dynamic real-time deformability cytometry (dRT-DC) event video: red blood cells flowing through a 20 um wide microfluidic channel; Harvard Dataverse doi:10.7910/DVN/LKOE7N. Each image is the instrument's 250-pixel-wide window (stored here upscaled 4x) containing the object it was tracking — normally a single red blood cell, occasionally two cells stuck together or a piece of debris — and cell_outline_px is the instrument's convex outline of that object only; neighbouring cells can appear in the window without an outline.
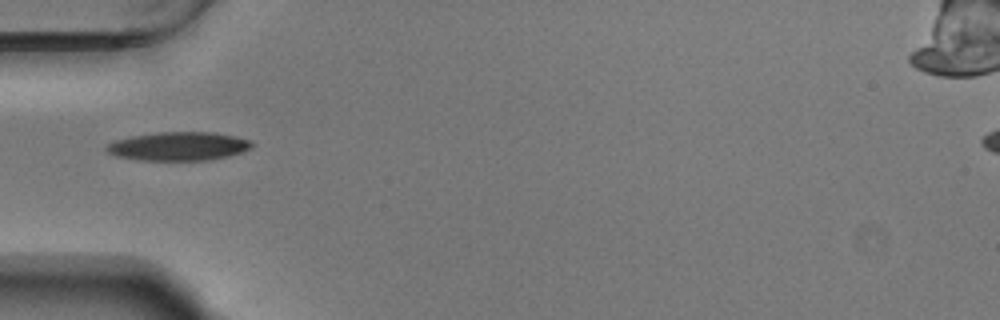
{"species": "Egyptian fruit bat (a non-hibernating species)", "species_latin": "Rousettus aegyptiacus", "temperature_condition": "warm", "stored_images_in_passage": 23, "camera_frame_rate_fps": 3000, "um_per_image_px": 0.085, "animal": {"sex": "male"}, "frame": {"image": 1, "passage_image": 1, "time_ms": 0.0, "image_size_px": [1000, 320], "cell_outline_px": [[252, 148], [228, 156], [208, 160], [136, 160], [116, 156], [108, 152], [104, 148], [108, 144], [116, 140], [132, 136], [160, 132], [212, 132], [236, 136], [248, 140], [252, 144]], "centroid_in_image_um": [15.16, 12.43], "position_along_channel_um": 69.8, "area_um2": 24.1}}
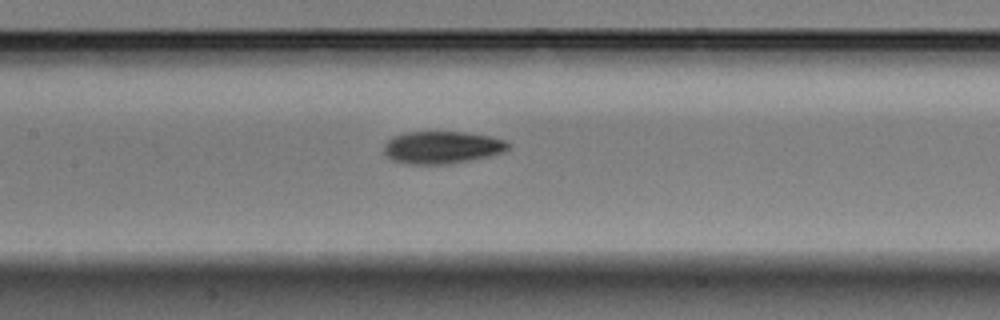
{"frame": {"image": 2, "passage_image": 9, "time_ms": 2.667, "image_size_px": [1000, 320], "cell_outline_px": [[508, 148], [504, 152], [488, 156], [448, 164], [412, 164], [392, 160], [384, 152], [384, 144], [388, 140], [396, 136], [408, 132], [464, 132], [488, 136], [504, 140], [508, 144]], "centroid_in_image_um": [37.56, 12.53], "position_along_channel_um": 169.8, "area_um2": 23.06}}
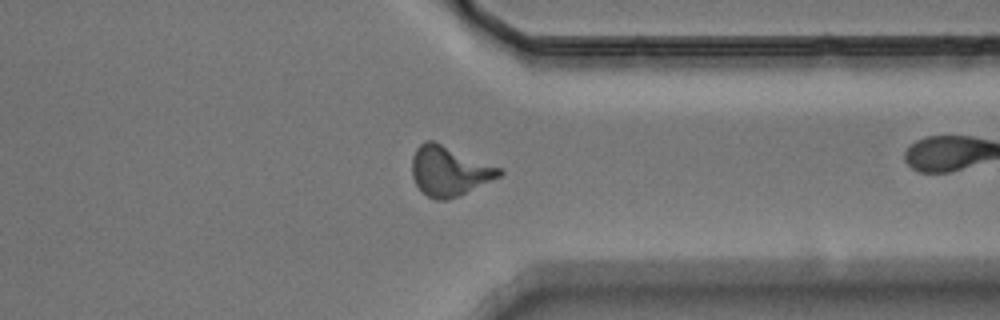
{"frame": {"image": 3, "passage_image": 22, "time_ms": 7.0, "image_size_px": [1000, 320], "cell_outline_px": [[504, 172], [500, 176], [460, 196], [444, 200], [436, 200], [428, 196], [416, 184], [412, 176], [412, 156], [416, 148], [424, 140], [432, 140], [504, 168]], "centroid_in_image_um": [38.21, 14.52], "position_along_channel_um": 373.2, "area_um2": 25.43}}